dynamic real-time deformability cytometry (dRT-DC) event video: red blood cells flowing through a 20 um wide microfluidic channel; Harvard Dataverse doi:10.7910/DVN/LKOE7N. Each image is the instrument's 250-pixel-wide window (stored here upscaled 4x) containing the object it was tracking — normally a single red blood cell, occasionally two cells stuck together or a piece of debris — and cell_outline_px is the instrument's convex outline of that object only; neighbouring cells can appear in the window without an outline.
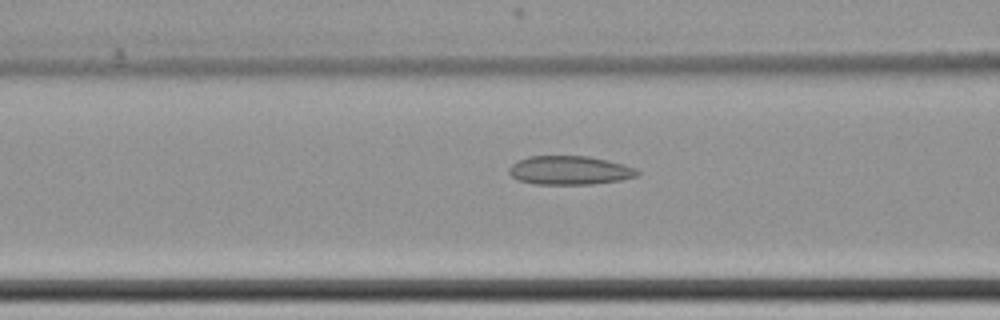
{"species": "common noctule bat (a hibernating species)", "species_latin": "Nyctalus noctula", "temperature_condition": "cold", "stored_images_in_passage": 51, "camera_frame_rate_fps": 3000, "um_per_image_px": 0.085, "animal": {"sex": "female", "body_mass_g": 22.7, "forearm_length_mm": 54.2}, "frame": {"image": 1, "passage_image": 16, "time_ms": 5.0, "image_size_px": [1000, 320], "cell_outline_px": [[640, 172], [636, 176], [620, 180], [592, 184], [536, 184], [520, 180], [512, 176], [508, 172], [508, 168], [512, 164], [528, 156], [588, 156], [624, 164], [636, 168]], "centroid_in_image_um": [48.43, 14.47], "position_along_channel_um": 118.2, "area_um2": 21.39}}
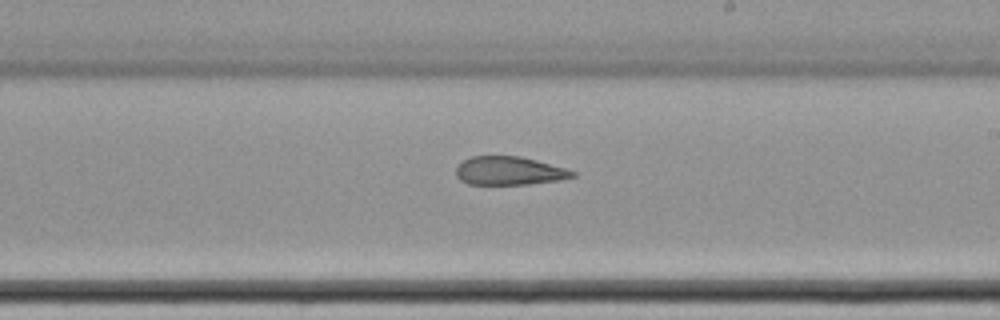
{"frame": {"image": 2, "passage_image": 27, "time_ms": 8.667, "image_size_px": [1000, 320], "cell_outline_px": [[576, 176], [560, 180], [528, 184], [468, 184], [460, 180], [456, 176], [456, 168], [464, 160], [472, 156], [520, 156], [536, 160], [564, 168], [576, 172]], "centroid_in_image_um": [43.28, 14.52], "position_along_channel_um": 245.7, "area_um2": 19.19}}
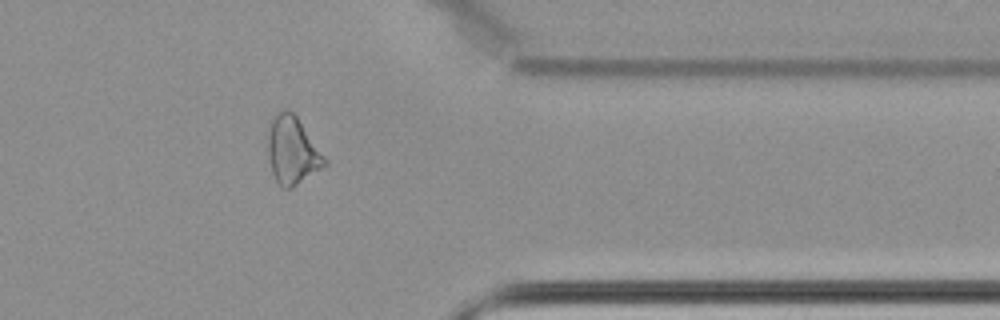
{"frame": {"image": 3, "passage_image": 40, "time_ms": 13.0, "image_size_px": [1000, 320], "cell_outline_px": [[328, 164], [292, 188], [280, 188], [272, 172], [268, 156], [268, 120], [280, 108], [288, 108], [296, 116], [328, 160]], "centroid_in_image_um": [24.82, 12.76], "position_along_channel_um": 386.6, "area_um2": 22.72}, "authors_computed_cell_mechanics": {"area_um2": 22.5998, "velocity_mm_per_s": 3.4801, "shape_relaxation_time_tau1_ms": null, "shape_relaxation_time_tau2_ms": 9.1214, "deformation_change_tau1": null, "deformation_change_tau2": 0.186}}